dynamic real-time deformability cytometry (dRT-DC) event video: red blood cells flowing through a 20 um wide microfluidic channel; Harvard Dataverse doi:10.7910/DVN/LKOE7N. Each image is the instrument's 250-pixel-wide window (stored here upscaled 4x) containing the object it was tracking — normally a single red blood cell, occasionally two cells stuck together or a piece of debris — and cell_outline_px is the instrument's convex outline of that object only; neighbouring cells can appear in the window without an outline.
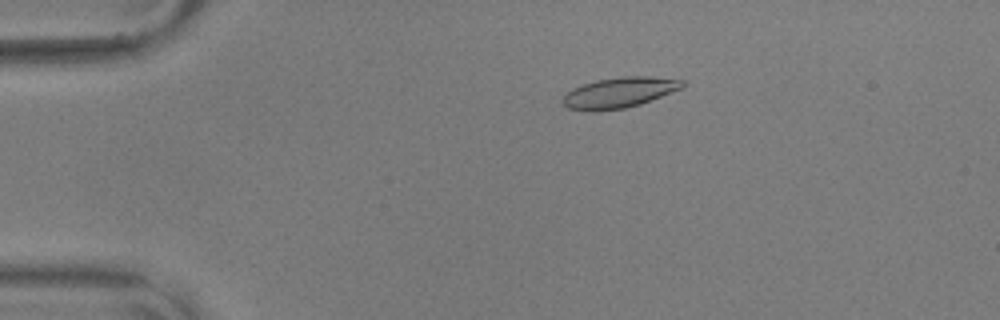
{"species": "common noctule bat (a hibernating species)", "species_latin": "Nyctalus noctula", "temperature_condition": "warm", "stored_images_in_passage": 54, "camera_frame_rate_fps": 3000, "um_per_image_px": 0.085, "animal": {"sex": "male", "body_mass_g": 17.9, "forearm_length_mm": 54.2}, "frame": {"image": 1, "passage_image": 9, "time_ms": 2.667, "image_size_px": [1000, 320], "cell_outline_px": [[684, 84], [680, 88], [640, 104], [624, 108], [568, 108], [560, 100], [572, 88], [596, 80], [620, 76], [648, 76], [684, 80]], "centroid_in_image_um": [52.66, 7.81], "position_along_channel_um": 32.3, "area_um2": 20.29}}
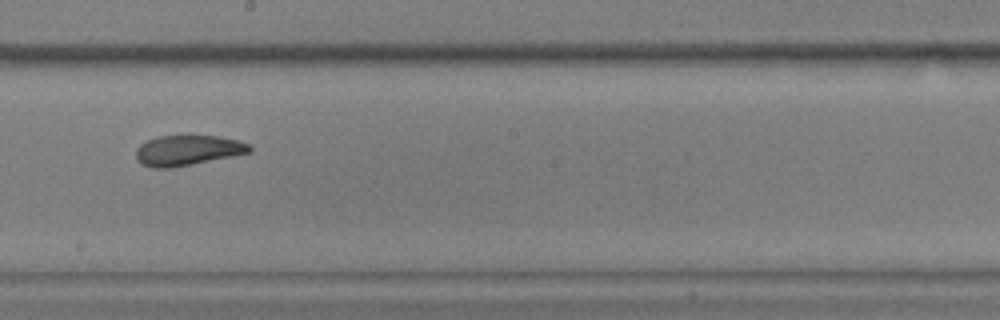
{"frame": {"image": 2, "passage_image": 30, "time_ms": 9.667, "image_size_px": [1000, 320], "cell_outline_px": [[252, 152], [192, 164], [168, 168], [152, 168], [140, 164], [136, 160], [136, 148], [140, 144], [156, 136], [188, 132], [220, 136], [236, 140], [248, 144], [252, 148]], "centroid_in_image_um": [15.91, 12.72], "position_along_channel_um": 232.3, "area_um2": 20.92}}
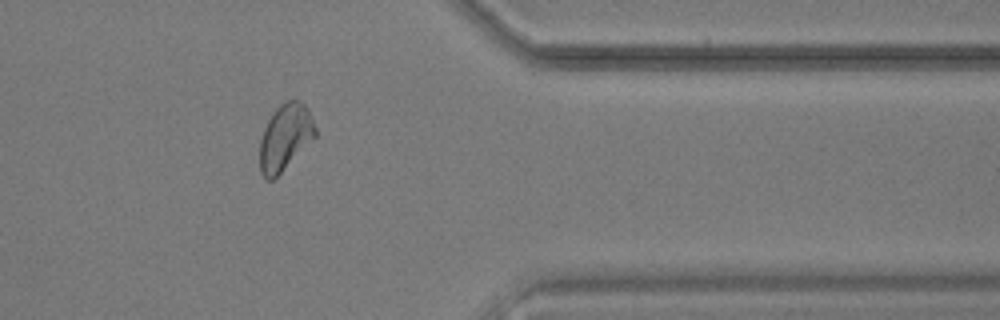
{"frame": {"image": 3, "passage_image": 44, "time_ms": 14.333, "image_size_px": [1000, 320], "cell_outline_px": [[316, 136], [272, 180], [268, 180], [260, 172], [260, 140], [264, 128], [272, 112], [280, 104], [288, 100], [300, 100], [308, 108], [316, 128]], "centroid_in_image_um": [24.23, 11.63], "position_along_channel_um": 387.2, "area_um2": 21.15}, "authors_computed_cell_mechanics": {"area_um2": 20.8369, "velocity_mm_per_s": 3.6134, "shape_relaxation_time_tau1_ms": 9.2016, "shape_relaxation_time_tau2_ms": 2.2422, "deformation_change_tau1": 0.1939, "deformation_change_tau2": 0.0745}}